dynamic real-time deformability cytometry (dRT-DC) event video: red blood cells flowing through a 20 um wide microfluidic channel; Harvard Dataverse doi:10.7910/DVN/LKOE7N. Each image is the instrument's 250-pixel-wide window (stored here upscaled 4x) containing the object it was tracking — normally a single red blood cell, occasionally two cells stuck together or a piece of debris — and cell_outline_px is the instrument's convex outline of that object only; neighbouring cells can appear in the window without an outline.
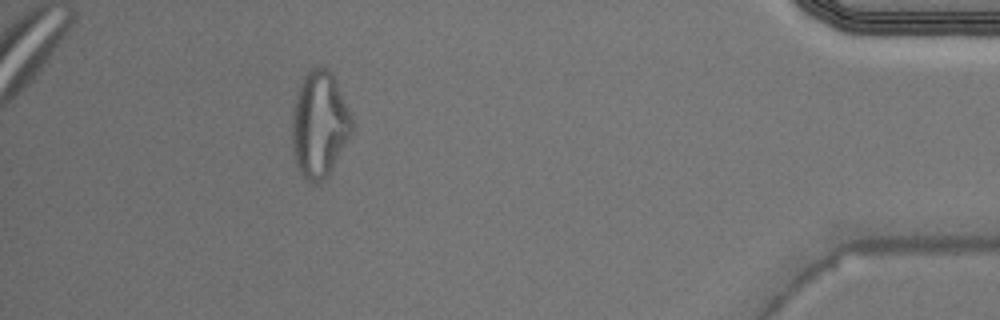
{"species": "Egyptian fruit bat (a non-hibernating species)", "species_latin": "Rousettus aegyptiacus", "temperature_condition": "warm", "stored_images_in_passage": 31, "camera_frame_rate_fps": 3000, "um_per_image_px": 0.085, "animal": {"sex": "male"}, "frame": {"image": 1, "passage_image": 27, "time_ms": 8.667, "image_size_px": [1000, 320], "cell_outline_px": [[352, 132], [328, 176], [324, 180], [308, 180], [304, 176], [296, 164], [292, 148], [292, 116], [296, 96], [300, 84], [304, 76], [312, 68], [324, 68], [336, 80], [352, 120]], "centroid_in_image_um": [27.14, 10.59], "position_along_channel_um": 408.1, "area_um2": 36.13}}